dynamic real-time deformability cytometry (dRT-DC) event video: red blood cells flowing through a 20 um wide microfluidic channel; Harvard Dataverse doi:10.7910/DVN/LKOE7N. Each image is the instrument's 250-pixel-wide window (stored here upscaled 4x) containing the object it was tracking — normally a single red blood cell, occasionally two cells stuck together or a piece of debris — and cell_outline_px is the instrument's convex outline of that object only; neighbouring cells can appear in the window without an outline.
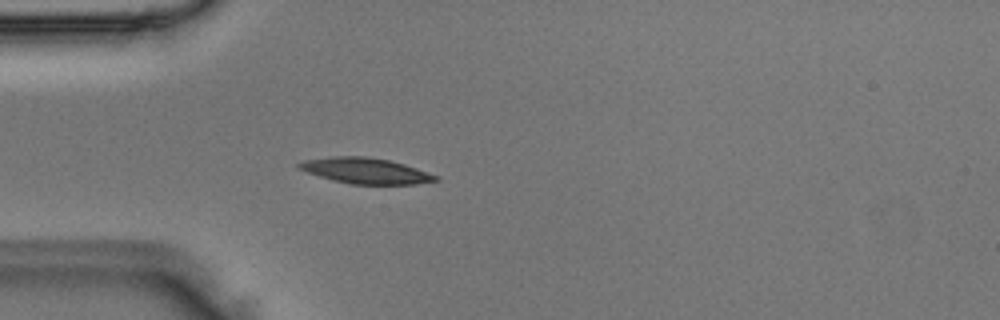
{"species": "Egyptian fruit bat (a non-hibernating species)", "species_latin": "Rousettus aegyptiacus", "temperature_condition": "room temperature", "stored_images_in_passage": 3, "camera_frame_rate_fps": 3000, "um_per_image_px": 0.085, "animal": {"sex": "male"}, "frame": {"image": 1, "passage_image": 3, "time_ms": 0.667, "image_size_px": [1000, 320], "cell_outline_px": [[440, 180], [416, 184], [352, 184], [332, 180], [296, 168], [296, 164], [304, 160], [332, 156], [364, 156], [388, 160], [404, 164], [440, 176]], "centroid_in_image_um": [31.08, 14.51], "position_along_channel_um": 53.9, "area_um2": 20.46}}